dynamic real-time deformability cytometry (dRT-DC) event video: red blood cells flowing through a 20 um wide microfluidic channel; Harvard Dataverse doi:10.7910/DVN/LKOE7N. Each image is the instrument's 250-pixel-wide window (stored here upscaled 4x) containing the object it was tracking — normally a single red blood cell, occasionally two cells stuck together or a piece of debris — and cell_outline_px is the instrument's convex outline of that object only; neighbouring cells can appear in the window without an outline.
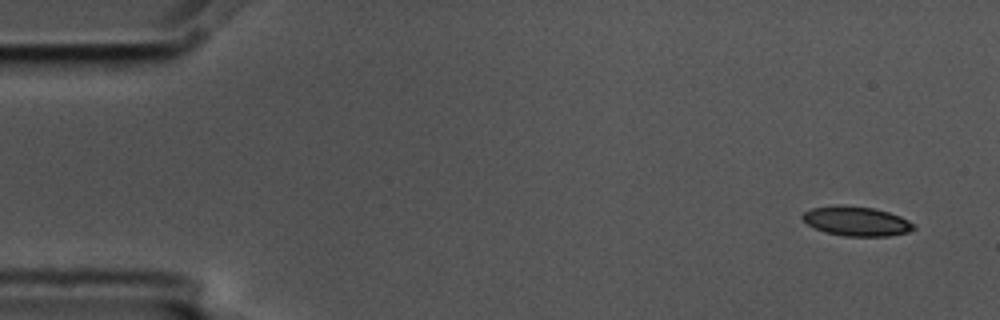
{"species": "common noctule bat (a hibernating species)", "species_latin": "Nyctalus noctula", "temperature_condition": "cold", "stored_images_in_passage": 10, "camera_frame_rate_fps": 3000, "um_per_image_px": 0.085, "animal": {"sex": "male", "body_mass_g": 17.5, "forearm_length_mm": 52.3}, "frame": {"image": 1, "passage_image": 1, "time_ms": 0.0, "image_size_px": [1000, 320], "cell_outline_px": [[916, 228], [908, 232], [888, 236], [844, 236], [824, 232], [808, 224], [800, 216], [804, 212], [812, 208], [840, 204], [872, 208], [888, 212], [900, 216], [916, 224]], "centroid_in_image_um": [72.81, 18.8], "position_along_channel_um": 12.2, "area_um2": 19.13}}
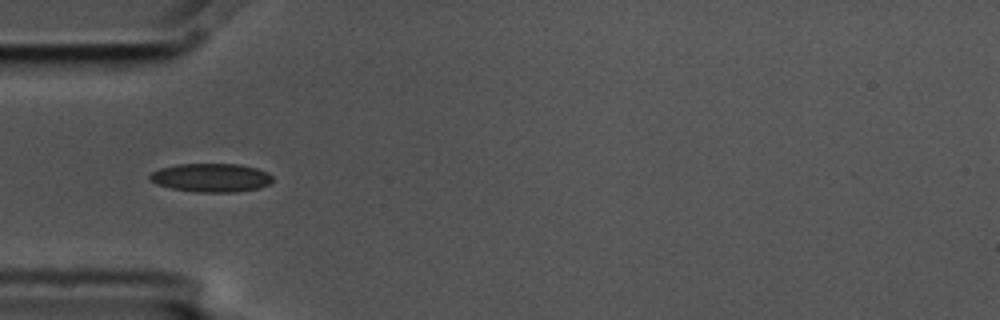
{"frame": {"image": 2, "passage_image": 5, "time_ms": 1.333, "image_size_px": [1000, 320], "cell_outline_px": [[272, 180], [268, 184], [260, 188], [236, 192], [196, 192], [172, 188], [156, 184], [148, 180], [148, 176], [152, 172], [160, 168], [176, 164], [240, 164], [256, 168], [268, 172], [272, 176]], "centroid_in_image_um": [17.93, 15.1], "position_along_channel_um": 67.1, "area_um2": 20.58}}
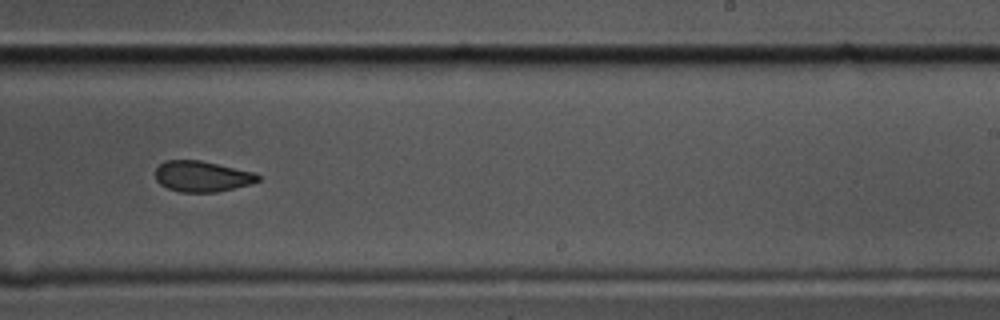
{"frame": {"image": 3, "passage_image": 10, "time_ms": 3.0, "image_size_px": [1000, 320], "cell_outline_px": [[260, 180], [252, 184], [216, 192], [180, 192], [168, 188], [160, 184], [156, 180], [156, 168], [164, 160], [200, 160], [256, 172], [260, 176]], "centroid_in_image_um": [17.2, 14.99], "position_along_channel_um": 271.8, "area_um2": 18.55}}